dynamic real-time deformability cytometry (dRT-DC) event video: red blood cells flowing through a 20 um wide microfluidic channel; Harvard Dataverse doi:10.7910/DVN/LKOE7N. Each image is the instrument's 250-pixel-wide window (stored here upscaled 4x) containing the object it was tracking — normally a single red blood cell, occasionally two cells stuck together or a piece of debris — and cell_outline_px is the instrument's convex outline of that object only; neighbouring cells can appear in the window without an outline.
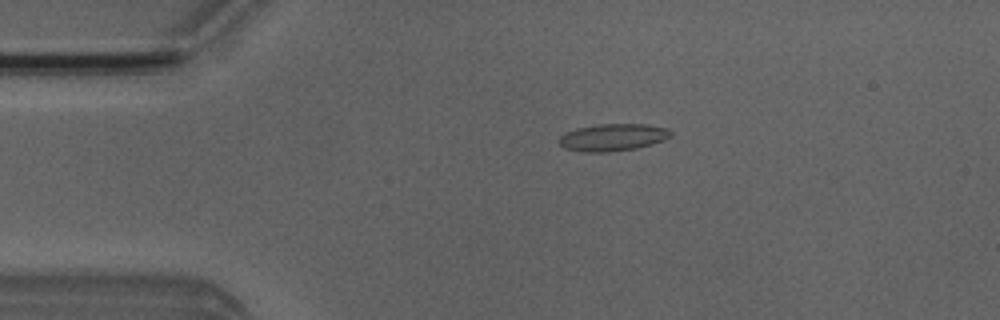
{"species": "Egyptian fruit bat (a non-hibernating species)", "species_latin": "Rousettus aegyptiacus", "temperature_condition": "room temperature", "stored_images_in_passage": 5, "camera_frame_rate_fps": 3000, "um_per_image_px": 0.085, "animal": {"sex": "male"}, "frame": {"image": 1, "passage_image": 3, "time_ms": 3.0, "image_size_px": [1000, 320], "cell_outline_px": [[672, 136], [664, 140], [652, 144], [636, 148], [608, 152], [584, 152], [564, 148], [556, 140], [560, 136], [568, 132], [580, 128], [596, 124], [648, 124], [668, 128], [672, 132]], "centroid_in_image_um": [52.12, 11.67], "position_along_channel_um": 32.9, "area_um2": 17.74}}